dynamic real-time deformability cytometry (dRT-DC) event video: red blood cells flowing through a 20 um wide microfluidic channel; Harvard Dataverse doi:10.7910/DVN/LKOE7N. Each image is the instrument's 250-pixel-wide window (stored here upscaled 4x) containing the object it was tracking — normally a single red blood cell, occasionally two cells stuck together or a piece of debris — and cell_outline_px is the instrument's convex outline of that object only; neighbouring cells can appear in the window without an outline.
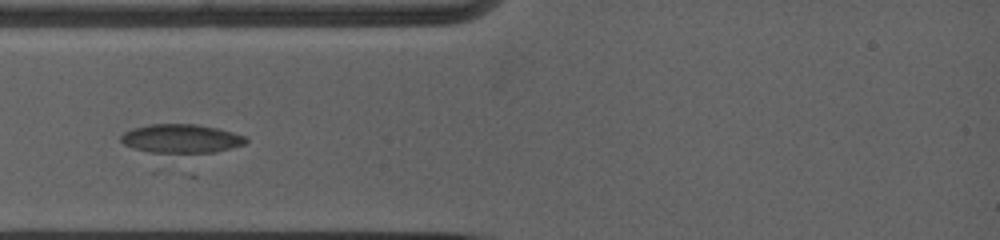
{"species": "common noctule bat (a hibernating species)", "species_latin": "Nyctalus noctula", "temperature_condition": "warm", "stored_images_in_passage": 4, "camera_frame_rate_fps": 5000, "um_per_image_px": 0.085, "animal": {"sex": "female", "body_mass_g": 19.0, "forearm_length_mm": 53.3}, "frame": {"image": 1, "passage_image": 2, "time_ms": 1.0, "image_size_px": [1000, 240], "cell_outline_px": [[248, 140], [244, 144], [216, 152], [152, 152], [132, 148], [124, 144], [120, 140], [120, 136], [124, 132], [132, 128], [148, 124], [196, 124], [216, 128], [232, 132], [244, 136]], "centroid_in_image_um": [15.36, 11.77], "position_along_channel_um": 69.6, "area_um2": 20.75}}
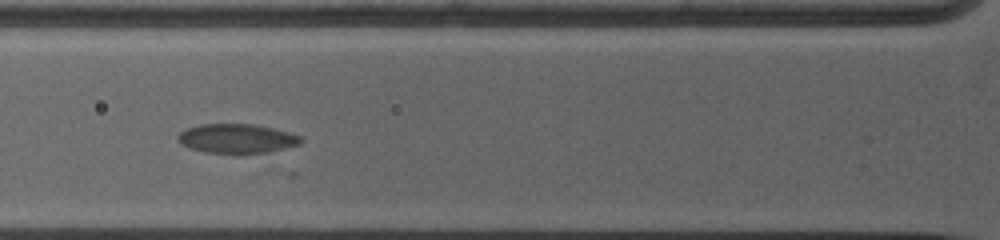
{"frame": {"image": 2, "passage_image": 3, "time_ms": 2.0, "image_size_px": [1000, 240], "cell_outline_px": [[304, 140], [300, 144], [268, 152], [204, 152], [188, 148], [180, 144], [176, 140], [176, 136], [180, 132], [188, 128], [200, 124], [252, 124], [272, 128], [288, 132], [300, 136]], "centroid_in_image_um": [20.08, 11.76], "position_along_channel_um": 105.7, "area_um2": 20.75}}